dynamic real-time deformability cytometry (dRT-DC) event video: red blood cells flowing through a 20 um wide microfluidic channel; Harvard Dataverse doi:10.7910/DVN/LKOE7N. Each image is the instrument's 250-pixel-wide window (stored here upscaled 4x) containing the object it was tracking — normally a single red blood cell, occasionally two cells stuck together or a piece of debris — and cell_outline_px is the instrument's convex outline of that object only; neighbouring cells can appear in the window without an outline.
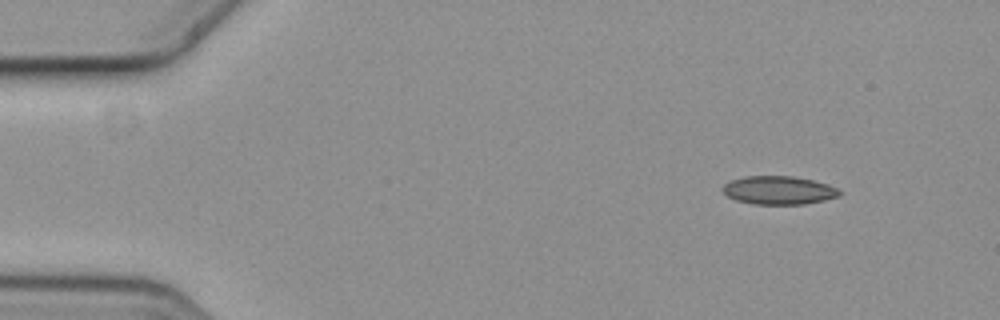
{"species": "common noctule bat (a hibernating species)", "species_latin": "Nyctalus noctula", "temperature_condition": "cold", "stored_images_in_passage": 4, "camera_frame_rate_fps": 3000, "um_per_image_px": 0.085, "animal": {"sex": "female", "body_mass_g": 19.3, "forearm_length_mm": 54.1}, "frame": {"image": 1, "passage_image": 1, "time_ms": 0.0, "image_size_px": [1000, 320], "cell_outline_px": [[840, 196], [824, 200], [804, 204], [752, 204], [736, 200], [728, 196], [720, 188], [728, 180], [744, 176], [796, 176], [828, 184], [836, 188], [840, 192]], "centroid_in_image_um": [66.15, 16.16], "position_along_channel_um": 18.8, "area_um2": 19.42}}
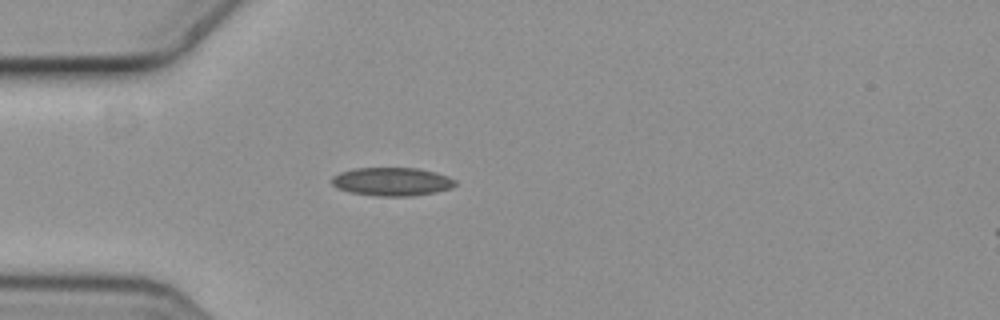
{"frame": {"image": 2, "passage_image": 3, "time_ms": 0.667, "image_size_px": [1000, 320], "cell_outline_px": [[456, 184], [452, 188], [436, 192], [408, 196], [380, 196], [352, 192], [336, 188], [332, 184], [332, 176], [340, 172], [352, 168], [416, 168], [436, 172], [448, 176], [456, 180]], "centroid_in_image_um": [33.32, 15.43], "position_along_channel_um": 51.7, "area_um2": 20.4}}